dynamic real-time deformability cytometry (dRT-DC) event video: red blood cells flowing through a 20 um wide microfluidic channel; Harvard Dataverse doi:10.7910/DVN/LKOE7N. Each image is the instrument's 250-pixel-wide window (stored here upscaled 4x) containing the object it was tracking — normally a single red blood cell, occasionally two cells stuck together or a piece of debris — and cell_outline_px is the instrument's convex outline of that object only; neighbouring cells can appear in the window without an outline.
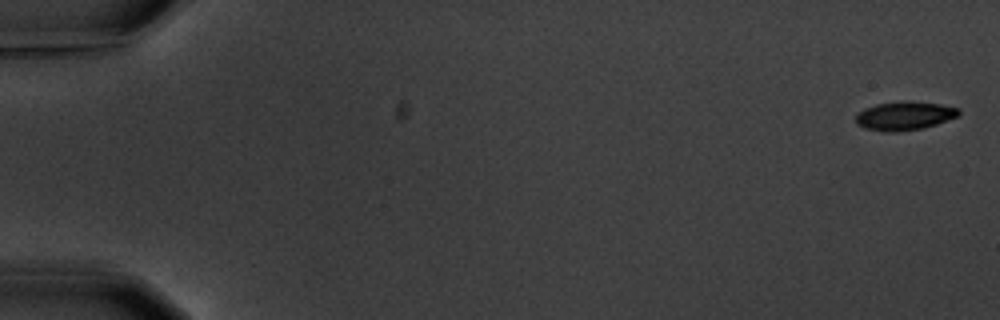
{"species": "common noctule bat (a hibernating species)", "species_latin": "Nyctalus noctula", "temperature_condition": "warm", "stored_images_in_passage": 6, "camera_frame_rate_fps": 3000, "um_per_image_px": 0.085, "animal": {"sex": "male", "body_mass_g": 20.1, "forearm_length_mm": 53.5}, "frame": {"image": 1, "passage_image": 1, "time_ms": 0.0, "image_size_px": [1000, 320], "cell_outline_px": [[960, 116], [924, 128], [896, 132], [884, 132], [864, 128], [856, 124], [856, 112], [864, 108], [876, 104], [940, 104], [960, 108]], "centroid_in_image_um": [76.86, 9.9], "position_along_channel_um": 8.1, "area_um2": 16.59}}
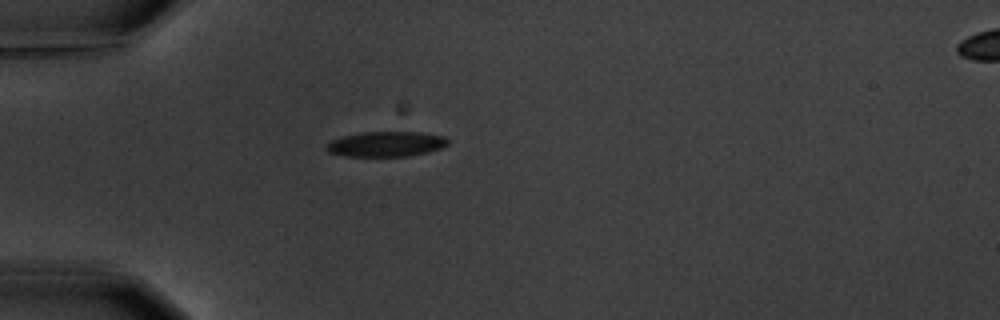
{"frame": {"image": 2, "passage_image": 5, "time_ms": 5.333, "image_size_px": [1000, 320], "cell_outline_px": [[448, 144], [440, 148], [428, 152], [408, 156], [344, 156], [328, 152], [324, 148], [332, 140], [340, 136], [364, 132], [420, 132], [444, 136], [448, 140]], "centroid_in_image_um": [32.79, 12.24], "position_along_channel_um": 52.2, "area_um2": 17.8}}